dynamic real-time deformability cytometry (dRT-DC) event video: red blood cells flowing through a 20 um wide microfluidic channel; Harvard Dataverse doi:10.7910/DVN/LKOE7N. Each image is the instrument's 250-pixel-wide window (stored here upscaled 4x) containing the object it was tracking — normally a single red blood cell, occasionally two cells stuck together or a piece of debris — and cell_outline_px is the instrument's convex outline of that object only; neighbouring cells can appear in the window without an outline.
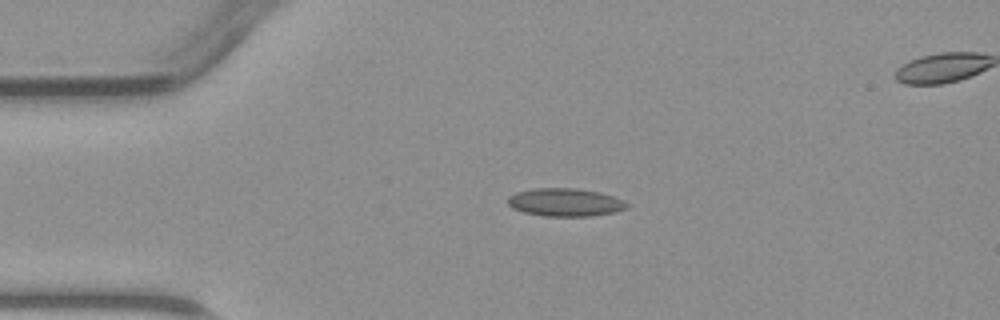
{"species": "common noctule bat (a hibernating species)", "species_latin": "Nyctalus noctula", "temperature_condition": "warm", "stored_images_in_passage": 4, "camera_frame_rate_fps": 3000, "um_per_image_px": 0.085, "animal": {"sex": "male", "body_mass_g": 23.1, "forearm_length_mm": 52.7}, "frame": {"image": 1, "passage_image": 4, "time_ms": 4.667, "image_size_px": [1000, 320], "cell_outline_px": [[628, 208], [612, 212], [588, 216], [544, 216], [524, 212], [512, 208], [508, 204], [508, 196], [516, 192], [532, 188], [576, 188], [600, 192], [612, 196], [628, 204]], "centroid_in_image_um": [47.99, 17.19], "position_along_channel_um": 37.0, "area_um2": 19.31}}